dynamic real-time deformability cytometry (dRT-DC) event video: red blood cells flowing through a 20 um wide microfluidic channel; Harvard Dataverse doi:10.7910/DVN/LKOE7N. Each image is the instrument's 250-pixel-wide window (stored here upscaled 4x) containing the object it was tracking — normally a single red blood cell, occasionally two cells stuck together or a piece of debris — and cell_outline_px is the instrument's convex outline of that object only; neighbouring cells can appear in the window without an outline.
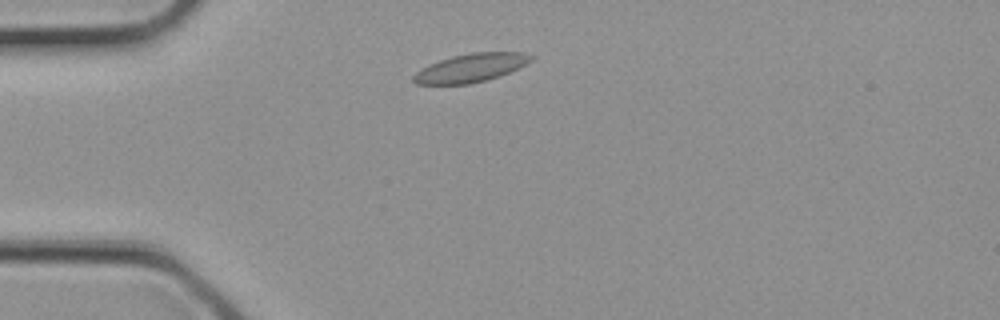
{"species": "common noctule bat (a hibernating species)", "species_latin": "Nyctalus noctula", "temperature_condition": "cold", "stored_images_in_passage": 1, "camera_frame_rate_fps": 3000, "um_per_image_px": 0.085, "animal": {"sex": "female", "body_mass_g": 21.9}, "frame": {"image": 1, "passage_image": 1, "time_ms": 0.0, "image_size_px": [1000, 320], "cell_outline_px": [[536, 56], [532, 60], [500, 76], [488, 80], [468, 84], [416, 84], [412, 80], [412, 76], [416, 72], [428, 64], [452, 56], [472, 52], [524, 52]], "centroid_in_image_um": [40.01, 5.76], "position_along_channel_um": 45.0, "area_um2": 19.48}}